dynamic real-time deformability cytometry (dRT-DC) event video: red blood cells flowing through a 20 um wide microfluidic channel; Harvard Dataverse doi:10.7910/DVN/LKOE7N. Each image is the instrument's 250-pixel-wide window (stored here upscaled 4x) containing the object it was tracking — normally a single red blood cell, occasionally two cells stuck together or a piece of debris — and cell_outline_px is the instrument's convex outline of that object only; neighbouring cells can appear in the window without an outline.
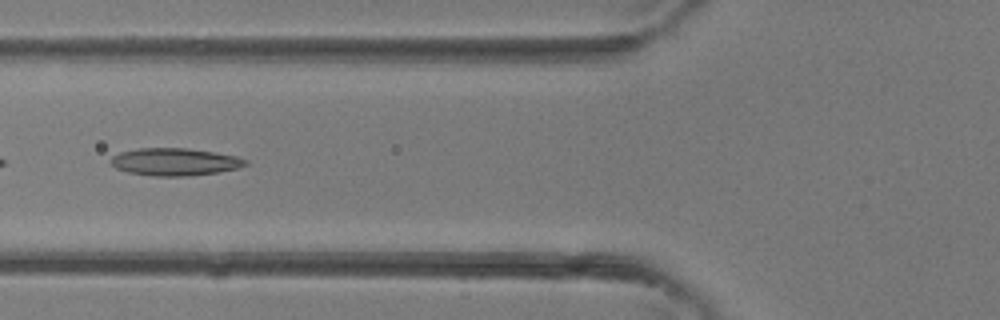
{"species": "common noctule bat (a hibernating species)", "species_latin": "Nyctalus noctula", "temperature_condition": "room temperature", "stored_images_in_passage": 5, "camera_frame_rate_fps": 3000, "um_per_image_px": 0.085, "animal": {"sex": "female"}, "frame": {"image": 1, "passage_image": 5, "time_ms": 1.333, "image_size_px": [1000, 320], "cell_outline_px": [[248, 164], [236, 168], [216, 172], [188, 176], [156, 176], [128, 172], [116, 168], [108, 160], [112, 156], [120, 152], [136, 148], [188, 148], [236, 156], [248, 160]], "centroid_in_image_um": [14.82, 13.75], "position_along_channel_um": 111.0, "area_um2": 21.44}}